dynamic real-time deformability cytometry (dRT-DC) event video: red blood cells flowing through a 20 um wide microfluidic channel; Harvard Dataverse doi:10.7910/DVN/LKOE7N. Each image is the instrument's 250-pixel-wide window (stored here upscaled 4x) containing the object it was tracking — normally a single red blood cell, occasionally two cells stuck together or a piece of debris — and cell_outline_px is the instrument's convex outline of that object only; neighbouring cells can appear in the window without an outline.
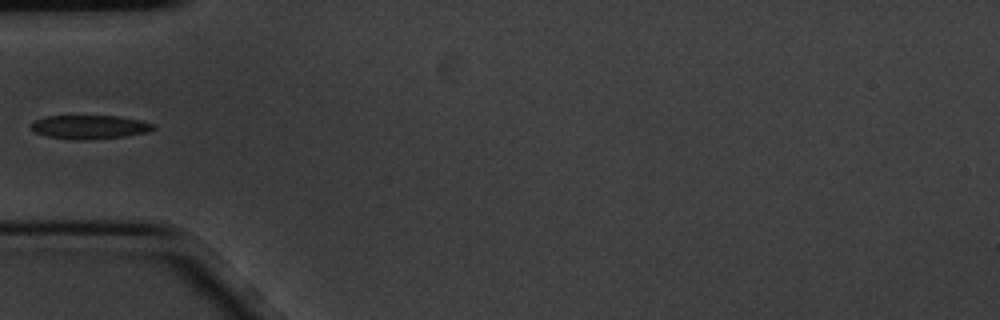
{"species": "common noctule bat (a hibernating species)", "species_latin": "Nyctalus noctula", "temperature_condition": "cold", "stored_images_in_passage": 3, "camera_frame_rate_fps": 3000, "um_per_image_px": 0.085, "animal": {"sex": "male", "body_mass_g": 20.1, "forearm_length_mm": 53.5}, "frame": {"image": 1, "passage_image": 3, "time_ms": 0.667, "image_size_px": [1000, 320], "cell_outline_px": [[156, 128], [148, 132], [124, 136], [88, 140], [76, 140], [48, 136], [32, 132], [28, 128], [28, 124], [32, 120], [48, 116], [120, 116], [140, 120], [156, 124]], "centroid_in_image_um": [7.57, 10.79], "position_along_channel_um": 77.4, "area_um2": 17.28}}